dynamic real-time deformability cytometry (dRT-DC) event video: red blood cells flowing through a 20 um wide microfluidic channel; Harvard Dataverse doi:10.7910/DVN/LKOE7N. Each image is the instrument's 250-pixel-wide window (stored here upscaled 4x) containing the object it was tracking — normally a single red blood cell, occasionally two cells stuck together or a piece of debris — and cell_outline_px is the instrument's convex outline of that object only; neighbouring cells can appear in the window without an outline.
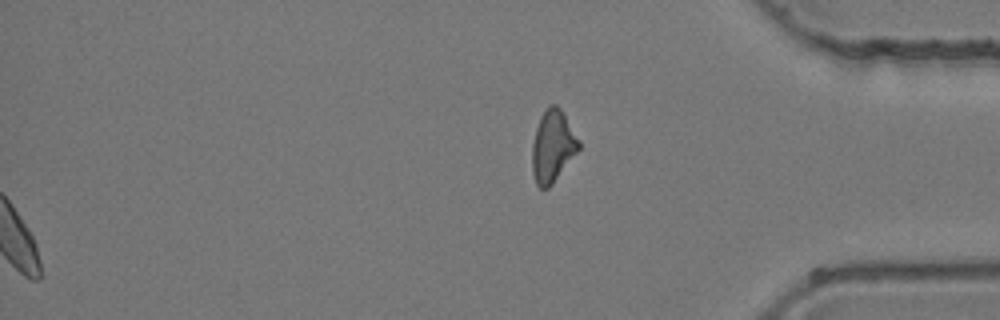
{"species": "common noctule bat (a hibernating species)", "species_latin": "Nyctalus noctula", "temperature_condition": "room temperature", "stored_images_in_passage": 42, "segment_of_instrument_passage": [2, 2], "camera_frame_rate_fps": 3000, "um_per_image_px": 0.085, "animal": {"sex": "female", "body_mass_g": 24.6, "forearm_length_mm": 56.2}, "frame": {"image": 1, "passage_image": 42, "time_ms": 13.667, "image_size_px": [1000, 320], "cell_outline_px": [[580, 148], [552, 184], [548, 188], [540, 188], [536, 184], [532, 172], [532, 144], [536, 128], [540, 116], [548, 104], [556, 104], [560, 108], [580, 140]], "centroid_in_image_um": [46.97, 12.41], "position_along_channel_um": 388.2, "area_um2": 19.54}}